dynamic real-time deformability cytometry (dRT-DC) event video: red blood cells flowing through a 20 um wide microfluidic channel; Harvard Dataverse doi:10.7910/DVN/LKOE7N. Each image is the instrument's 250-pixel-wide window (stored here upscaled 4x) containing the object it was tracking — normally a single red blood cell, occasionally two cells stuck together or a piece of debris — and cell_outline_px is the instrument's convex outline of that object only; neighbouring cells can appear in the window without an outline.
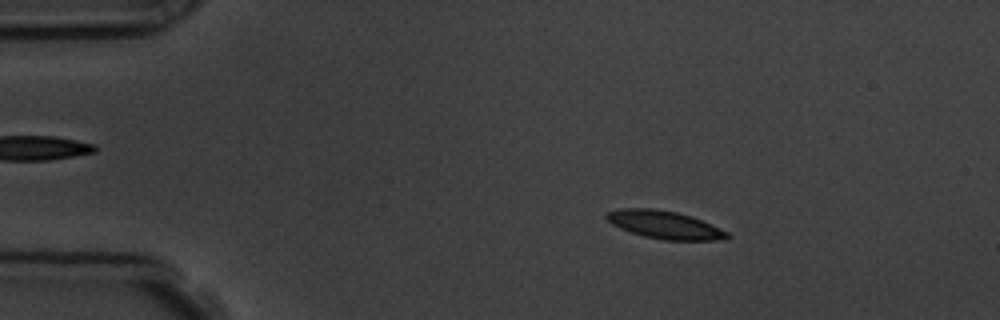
{"species": "common noctule bat (a hibernating species)", "species_latin": "Nyctalus noctula", "temperature_condition": "room temperature", "stored_images_in_passage": 4, "camera_frame_rate_fps": 3000, "um_per_image_px": 0.085, "animal": {"sex": "male", "body_mass_g": 19.5, "forearm_length_mm": 54.6}, "frame": {"image": 1, "passage_image": 2, "time_ms": 1.0, "image_size_px": [1000, 320], "cell_outline_px": [[728, 236], [716, 240], [664, 240], [644, 236], [620, 228], [612, 224], [604, 216], [604, 212], [620, 208], [652, 208], [676, 212], [692, 216], [728, 232]], "centroid_in_image_um": [56.42, 19.09], "position_along_channel_um": 28.6, "area_um2": 19.42}}
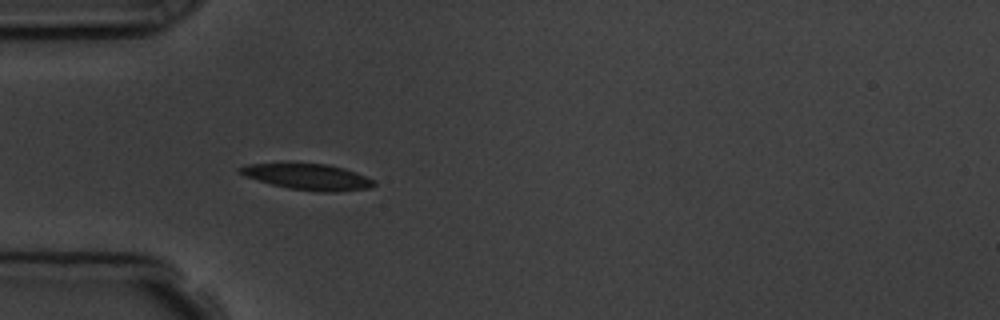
{"frame": {"image": 2, "passage_image": 4, "time_ms": 3.333, "image_size_px": [1000, 320], "cell_outline_px": [[376, 184], [372, 188], [336, 192], [320, 192], [288, 188], [272, 184], [244, 176], [236, 168], [248, 164], [328, 164], [344, 168], [356, 172], [376, 180]], "centroid_in_image_um": [26.24, 15.04], "position_along_channel_um": 58.8, "area_um2": 20.23}}